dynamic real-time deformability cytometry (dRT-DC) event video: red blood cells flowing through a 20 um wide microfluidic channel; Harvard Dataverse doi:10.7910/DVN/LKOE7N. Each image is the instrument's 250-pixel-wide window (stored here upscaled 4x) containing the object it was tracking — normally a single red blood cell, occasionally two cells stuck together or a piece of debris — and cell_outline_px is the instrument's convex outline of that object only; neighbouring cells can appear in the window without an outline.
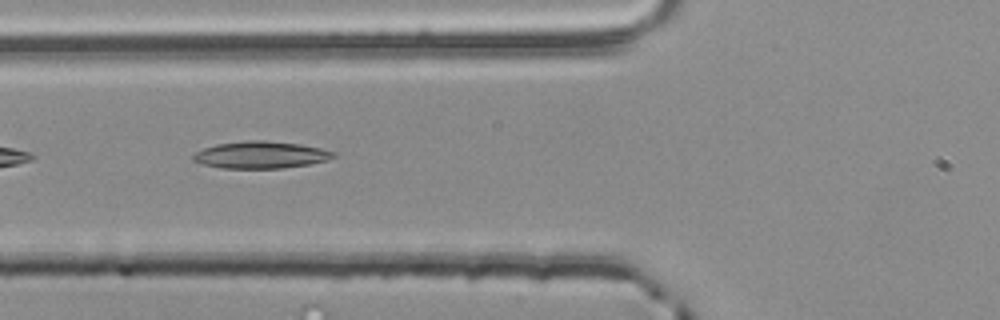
{"species": "common noctule bat (a hibernating species)", "species_latin": "Nyctalus noctula", "temperature_condition": "room temperature", "stored_images_in_passage": 37, "camera_frame_rate_fps": 3000, "um_per_image_px": 0.085, "animal": {"sex": "male", "body_mass_g": 20.4}, "frame": {"image": 1, "passage_image": 4, "time_ms": 1.0, "image_size_px": [1000, 320], "cell_outline_px": [[336, 156], [328, 160], [308, 164], [284, 168], [220, 168], [200, 164], [192, 160], [192, 152], [216, 144], [244, 140], [264, 140], [300, 144], [320, 148], [336, 152]], "centroid_in_image_um": [22.11, 13.16], "position_along_channel_um": 103.7, "area_um2": 22.37}}
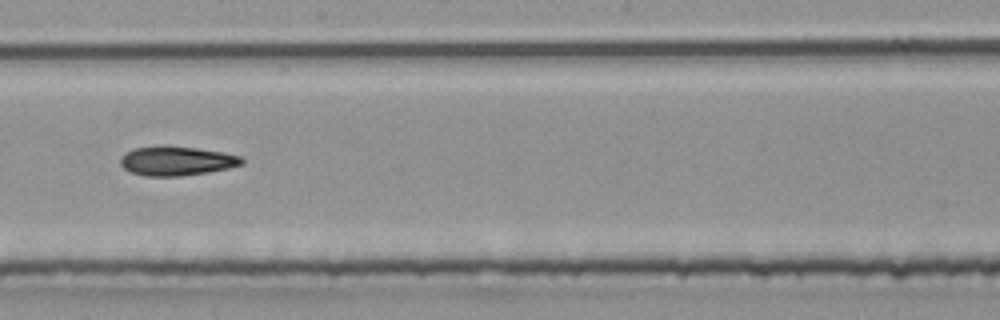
{"frame": {"image": 2, "passage_image": 14, "time_ms": 4.333, "image_size_px": [1000, 320], "cell_outline_px": [[244, 164], [228, 168], [208, 172], [180, 176], [144, 176], [132, 172], [124, 168], [120, 164], [120, 156], [124, 152], [132, 148], [164, 144], [196, 148], [224, 152], [240, 156], [244, 160]], "centroid_in_image_um": [14.97, 13.65], "position_along_channel_um": 233.2, "area_um2": 21.1}}
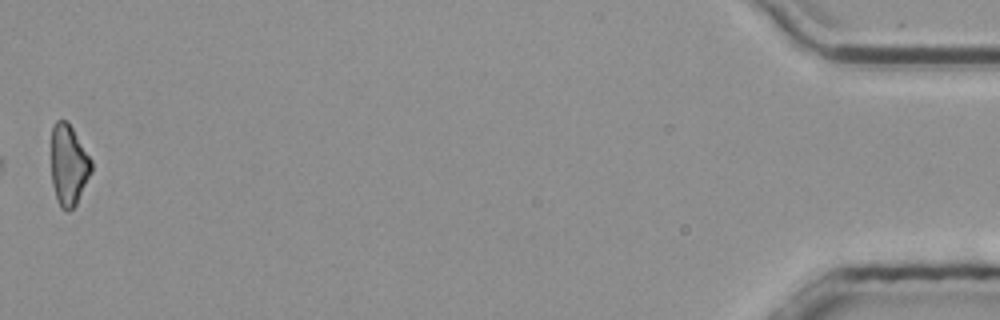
{"frame": {"image": 3, "passage_image": 37, "time_ms": 12.0, "image_size_px": [1000, 320], "cell_outline_px": [[92, 172], [76, 204], [68, 212], [60, 208], [56, 200], [52, 184], [52, 124], [56, 120], [68, 120], [92, 160]], "centroid_in_image_um": [5.84, 14.03], "position_along_channel_um": 429.4, "area_um2": 19.13}, "authors_computed_cell_mechanics": {"area_um2": 20.3456, "velocity_mm_per_s": 3.8659, "shape_relaxation_time_tau1_ms": 7.3858, "shape_relaxation_time_tau2_ms": null, "deformation_change_tau1": 0.1545, "deformation_change_tau2": null}}